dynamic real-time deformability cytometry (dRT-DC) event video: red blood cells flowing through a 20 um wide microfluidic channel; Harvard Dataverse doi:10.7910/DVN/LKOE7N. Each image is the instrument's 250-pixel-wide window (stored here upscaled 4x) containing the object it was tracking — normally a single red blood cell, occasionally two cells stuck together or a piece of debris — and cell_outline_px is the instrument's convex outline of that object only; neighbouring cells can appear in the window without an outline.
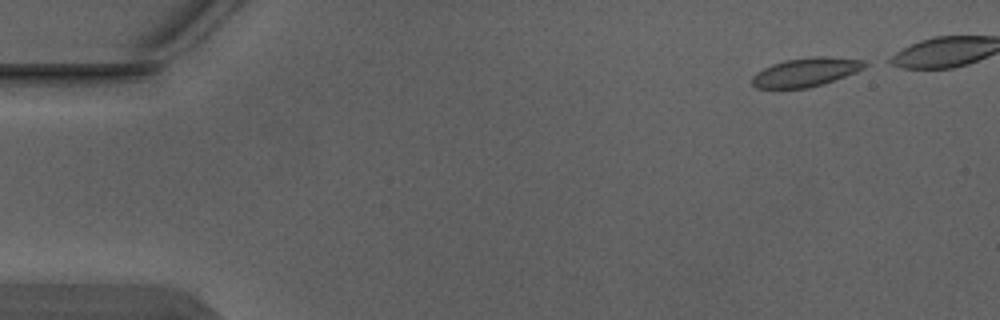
{"species": "Egyptian fruit bat (a non-hibernating species)", "species_latin": "Rousettus aegyptiacus", "temperature_condition": "warm", "stored_images_in_passage": 2, "camera_frame_rate_fps": 3000, "um_per_image_px": 0.085, "animal": {"sex": "male"}, "frame": {"image": 1, "passage_image": 1, "time_ms": 0.0, "image_size_px": [1000, 320], "cell_outline_px": [[868, 64], [864, 68], [856, 72], [808, 88], [756, 88], [752, 84], [752, 76], [756, 72], [772, 64], [784, 60], [812, 56], [824, 56], [864, 60]], "centroid_in_image_um": [68.47, 6.12], "position_along_channel_um": 16.5, "area_um2": 18.73}}